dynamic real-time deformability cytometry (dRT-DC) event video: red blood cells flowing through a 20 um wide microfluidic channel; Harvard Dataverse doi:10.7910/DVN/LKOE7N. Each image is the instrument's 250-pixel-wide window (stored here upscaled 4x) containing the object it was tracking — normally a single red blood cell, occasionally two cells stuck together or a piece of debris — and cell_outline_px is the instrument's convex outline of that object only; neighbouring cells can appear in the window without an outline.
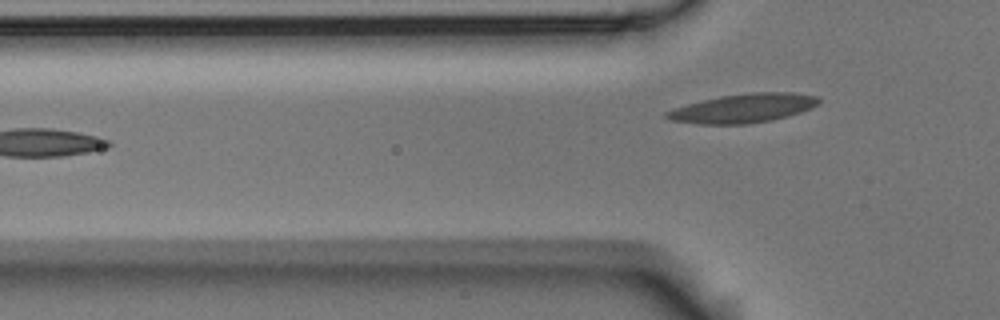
{"species": "Egyptian fruit bat (a non-hibernating species)", "species_latin": "Rousettus aegyptiacus", "temperature_condition": "room temperature", "stored_images_in_passage": 2, "camera_frame_rate_fps": 3000, "um_per_image_px": 0.085, "animal": {"sex": "male"}, "frame": {"image": 1, "passage_image": 2, "time_ms": 0.333, "image_size_px": [1000, 320], "cell_outline_px": [[820, 104], [812, 108], [788, 116], [772, 120], [744, 124], [700, 124], [672, 120], [664, 116], [664, 112], [672, 108], [720, 96], [752, 92], [792, 92], [816, 96], [820, 100]], "centroid_in_image_um": [63.19, 9.2], "position_along_channel_um": 62.6, "area_um2": 25.61}}